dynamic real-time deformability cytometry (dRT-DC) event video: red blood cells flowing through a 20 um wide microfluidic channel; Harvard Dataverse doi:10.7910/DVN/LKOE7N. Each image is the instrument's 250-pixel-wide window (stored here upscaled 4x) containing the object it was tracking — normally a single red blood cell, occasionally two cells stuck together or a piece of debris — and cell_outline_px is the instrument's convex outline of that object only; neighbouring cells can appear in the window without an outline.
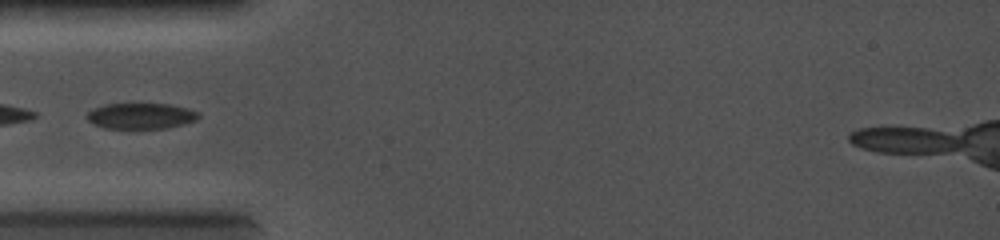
{"species": "common noctule bat (a hibernating species)", "species_latin": "Nyctalus noctula", "temperature_condition": "cold", "stored_images_in_passage": 6, "camera_frame_rate_fps": 5000, "um_per_image_px": 0.085, "animal": {"sex": "female", "body_mass_g": 19.0, "forearm_length_mm": 56.7}, "frame": {"image": 1, "passage_image": 1, "time_ms": 0.0, "image_size_px": [1000, 240], "cell_outline_px": [[200, 116], [196, 120], [184, 124], [168, 128], [104, 128], [88, 120], [84, 116], [92, 108], [104, 104], [168, 104], [188, 108], [200, 112]], "centroid_in_image_um": [11.99, 9.85], "position_along_channel_um": 73.0, "area_um2": 16.88}}
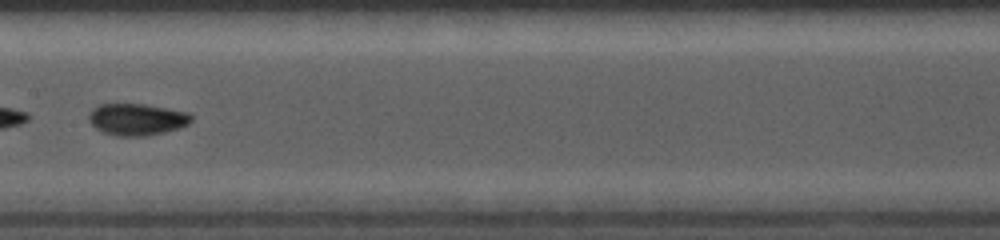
{"frame": {"image": 2, "passage_image": 4, "time_ms": 2.6, "image_size_px": [1000, 240], "cell_outline_px": [[192, 120], [188, 124], [180, 128], [164, 132], [144, 136], [116, 136], [104, 132], [96, 128], [88, 120], [88, 112], [92, 108], [100, 104], [144, 104], [188, 112], [192, 116]], "centroid_in_image_um": [11.62, 10.14], "position_along_channel_um": 195.8, "area_um2": 19.02}}
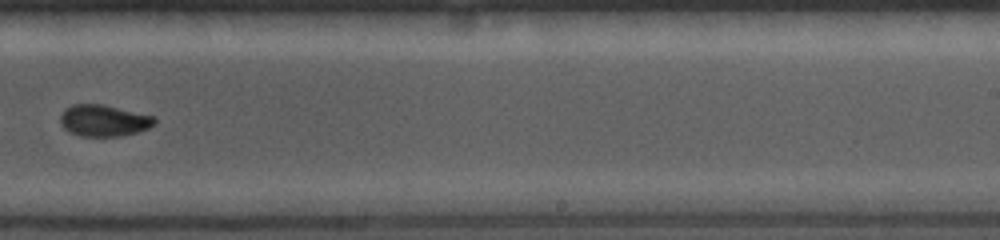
{"frame": {"image": 3, "passage_image": 6, "time_ms": 4.4, "image_size_px": [1000, 240], "cell_outline_px": [[156, 124], [140, 132], [120, 136], [80, 136], [68, 132], [60, 124], [60, 116], [64, 108], [72, 104], [104, 104], [156, 116]], "centroid_in_image_um": [8.83, 10.24], "position_along_channel_um": 280.2, "area_um2": 17.74}}